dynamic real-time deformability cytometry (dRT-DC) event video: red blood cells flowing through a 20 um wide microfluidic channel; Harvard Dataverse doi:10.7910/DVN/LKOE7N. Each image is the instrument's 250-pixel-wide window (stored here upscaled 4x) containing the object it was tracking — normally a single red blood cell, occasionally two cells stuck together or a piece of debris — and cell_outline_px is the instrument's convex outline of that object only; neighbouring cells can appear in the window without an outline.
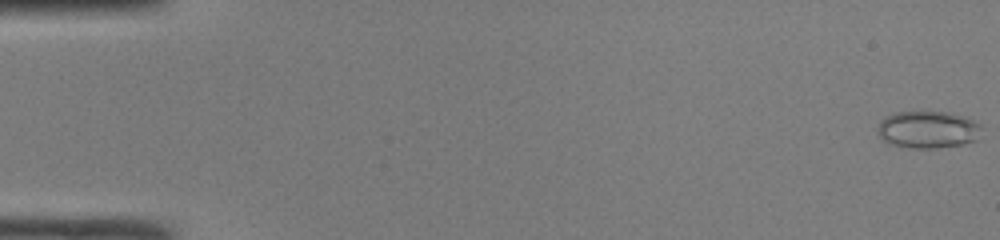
{"species": "common noctule bat (a hibernating species)", "species_latin": "Nyctalus noctula", "temperature_condition": "room temperature", "stored_images_in_passage": 49, "camera_frame_rate_fps": 3000, "um_per_image_px": 0.085, "animal": {"sex": "male", "body_mass_g": 19.0, "forearm_length_mm": 50.8}, "frame": {"image": 1, "passage_image": 1, "time_ms": 0.0, "image_size_px": [1000, 240], "cell_outline_px": [[980, 128], [976, 140], [960, 144], [936, 148], [912, 148], [888, 144], [876, 132], [876, 128], [880, 120], [896, 112], [920, 108], [948, 112], [972, 120], [980, 124]], "centroid_in_image_um": [78.79, 10.97], "position_along_channel_um": 6.2, "area_um2": 23.06}}
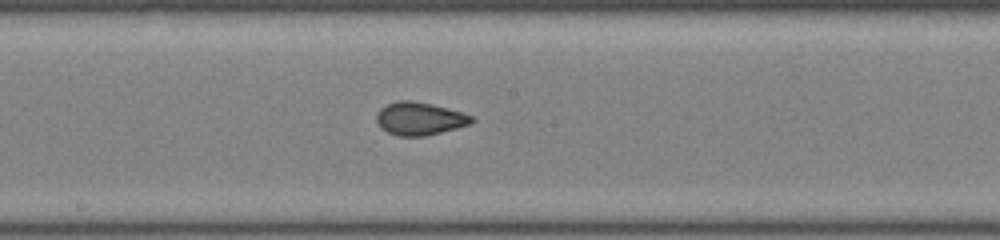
{"frame": {"image": 2, "passage_image": 27, "time_ms": 8.667, "image_size_px": [1000, 240], "cell_outline_px": [[476, 120], [468, 124], [456, 128], [424, 136], [400, 136], [388, 132], [380, 128], [376, 120], [376, 116], [380, 108], [388, 104], [400, 100], [412, 100], [448, 108], [472, 116]], "centroid_in_image_um": [35.64, 10.08], "position_along_channel_um": 212.6, "area_um2": 18.03}}
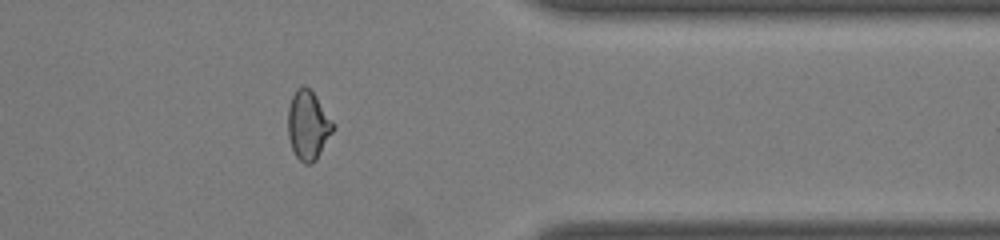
{"frame": {"image": 3, "passage_image": 40, "time_ms": 13.0, "image_size_px": [1000, 240], "cell_outline_px": [[332, 132], [316, 160], [312, 164], [304, 164], [296, 156], [292, 148], [288, 136], [288, 108], [292, 96], [296, 88], [304, 84], [316, 96], [332, 120]], "centroid_in_image_um": [26.16, 10.64], "position_along_channel_um": 385.2, "area_um2": 17.92}, "authors_computed_cell_mechanics": {"area_um2": 18.4382, "velocity_mm_per_s": 4.2585, "shape_relaxation_time_tau1_ms": 7.4418, "shape_relaxation_time_tau2_ms": 0.8827, "deformation_change_tau1": 0.1537, "deformation_change_tau2": 0.0476}}